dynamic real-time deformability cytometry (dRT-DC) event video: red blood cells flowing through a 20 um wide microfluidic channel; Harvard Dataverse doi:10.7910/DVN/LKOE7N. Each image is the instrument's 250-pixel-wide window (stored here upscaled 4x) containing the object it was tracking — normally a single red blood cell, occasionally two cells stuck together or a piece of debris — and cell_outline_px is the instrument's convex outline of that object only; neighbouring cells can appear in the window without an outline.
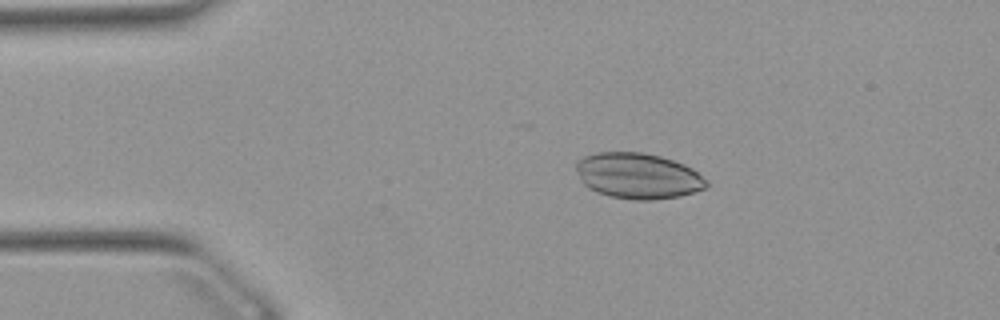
{"species": "Egyptian fruit bat (a non-hibernating species)", "species_latin": "Rousettus aegyptiacus", "temperature_condition": "warm", "stored_images_in_passage": 51, "camera_frame_rate_fps": 3000, "um_per_image_px": 0.085, "animal": {"sex": "female"}, "frame": {"image": 1, "passage_image": 9, "time_ms": 2.667, "image_size_px": [1000, 320], "cell_outline_px": [[708, 188], [680, 196], [652, 200], [632, 200], [608, 196], [596, 192], [588, 188], [580, 180], [576, 168], [576, 160], [584, 156], [596, 152], [644, 152], [660, 156], [684, 164], [692, 168], [708, 180]], "centroid_in_image_um": [54.23, 14.95], "position_along_channel_um": 30.8, "area_um2": 35.14}}
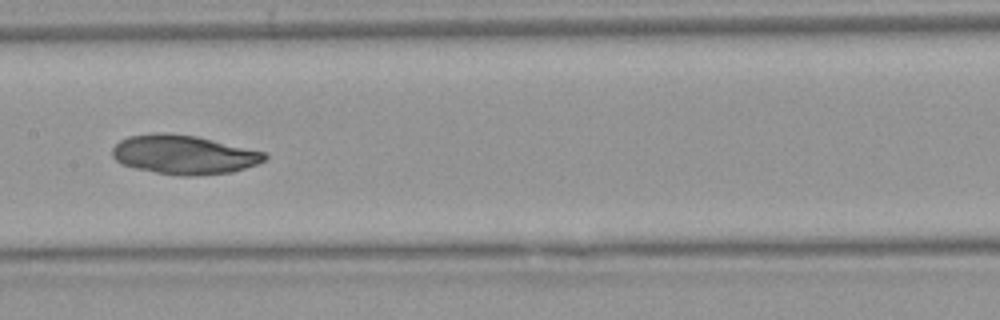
{"frame": {"image": 2, "passage_image": 25, "time_ms": 8.0, "image_size_px": [1000, 320], "cell_outline_px": [[268, 156], [264, 160], [256, 164], [232, 172], [192, 176], [180, 176], [156, 172], [136, 168], [120, 164], [112, 156], [112, 148], [120, 140], [128, 136], [160, 132], [196, 136], [264, 152]], "centroid_in_image_um": [15.59, 13.15], "position_along_channel_um": 191.8, "area_um2": 34.45}}
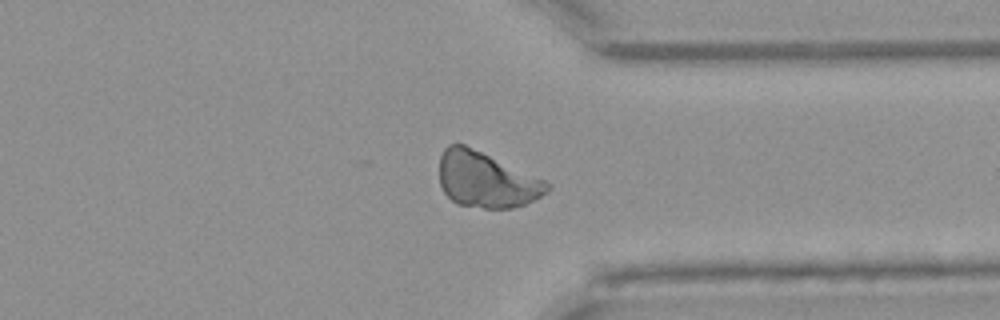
{"frame": {"image": 3, "passage_image": 39, "time_ms": 12.667, "image_size_px": [1000, 320], "cell_outline_px": [[552, 188], [548, 192], [524, 204], [512, 208], [484, 208], [456, 204], [444, 192], [440, 184], [440, 156], [444, 148], [448, 144], [464, 144], [544, 180], [552, 184]], "centroid_in_image_um": [41.32, 15.29], "position_along_channel_um": 370.1, "area_um2": 34.62}}